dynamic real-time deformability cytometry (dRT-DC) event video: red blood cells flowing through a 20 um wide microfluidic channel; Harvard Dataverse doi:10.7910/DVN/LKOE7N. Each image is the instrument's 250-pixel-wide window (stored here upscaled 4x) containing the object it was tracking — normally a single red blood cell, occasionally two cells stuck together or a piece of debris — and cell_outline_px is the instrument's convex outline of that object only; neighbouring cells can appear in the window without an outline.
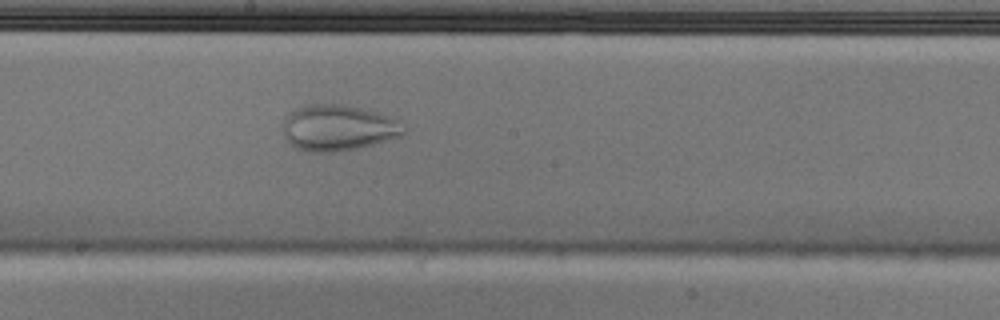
{"species": "Egyptian fruit bat (a non-hibernating species)", "species_latin": "Rousettus aegyptiacus", "temperature_condition": "cold", "stored_images_in_passage": 40, "camera_frame_rate_fps": 3000, "um_per_image_px": 0.085, "animal": {"sex": "male"}, "frame": {"image": 1, "passage_image": 14, "time_ms": 4.333, "image_size_px": [1000, 320], "cell_outline_px": [[408, 132], [404, 136], [356, 148], [332, 152], [312, 152], [296, 148], [284, 136], [284, 124], [288, 116], [296, 108], [308, 104], [348, 104], [380, 112], [388, 116]], "centroid_in_image_um": [28.77, 10.85], "position_along_channel_um": 219.4, "area_um2": 32.08}}